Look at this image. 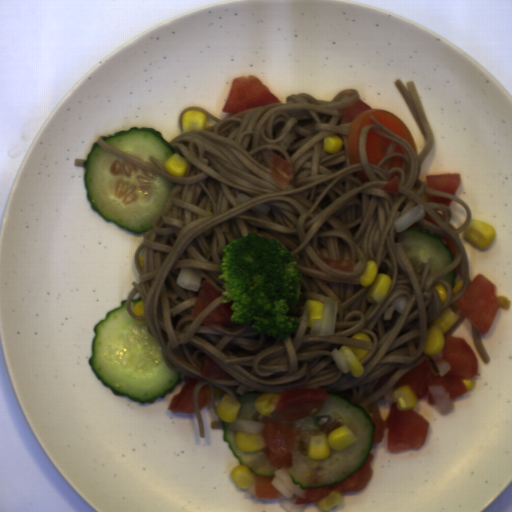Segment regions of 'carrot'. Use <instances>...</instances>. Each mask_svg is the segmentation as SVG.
Listing matches in <instances>:
<instances>
[{
    "mask_svg": "<svg viewBox=\"0 0 512 512\" xmlns=\"http://www.w3.org/2000/svg\"><path fill=\"white\" fill-rule=\"evenodd\" d=\"M371 116L391 132L404 139L417 154V145L406 123L396 114L382 108H371L359 98L354 105L343 109L341 123L351 122L347 136V157L349 164L361 163L359 140L364 127L377 125Z\"/></svg>",
    "mask_w": 512,
    "mask_h": 512,
    "instance_id": "1",
    "label": "carrot"
},
{
    "mask_svg": "<svg viewBox=\"0 0 512 512\" xmlns=\"http://www.w3.org/2000/svg\"><path fill=\"white\" fill-rule=\"evenodd\" d=\"M391 141L392 140L379 135L370 128L366 138L368 164L377 166L379 161L387 154Z\"/></svg>",
    "mask_w": 512,
    "mask_h": 512,
    "instance_id": "2",
    "label": "carrot"
}]
</instances>
